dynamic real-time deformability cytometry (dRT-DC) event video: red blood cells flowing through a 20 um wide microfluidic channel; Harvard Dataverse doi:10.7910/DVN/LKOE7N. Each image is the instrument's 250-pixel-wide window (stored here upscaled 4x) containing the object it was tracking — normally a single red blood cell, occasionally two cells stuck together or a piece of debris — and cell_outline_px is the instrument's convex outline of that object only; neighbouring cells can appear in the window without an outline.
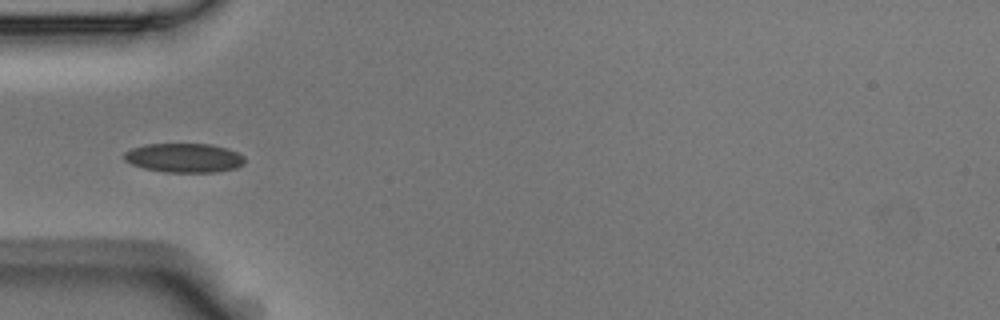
{"species": "Egyptian fruit bat (a non-hibernating species)", "species_latin": "Rousettus aegyptiacus", "temperature_condition": "room temperature", "stored_images_in_passage": 6, "camera_frame_rate_fps": 3000, "um_per_image_px": 0.085, "animal": {"sex": "male"}, "frame": {"image": 1, "passage_image": 4, "time_ms": 1.0, "image_size_px": [1000, 320], "cell_outline_px": [[244, 164], [236, 168], [216, 172], [164, 172], [144, 168], [132, 164], [124, 160], [124, 152], [132, 148], [144, 144], [208, 144], [228, 148], [244, 156]], "centroid_in_image_um": [15.65, 13.42], "position_along_channel_um": 69.4, "area_um2": 20.52}}
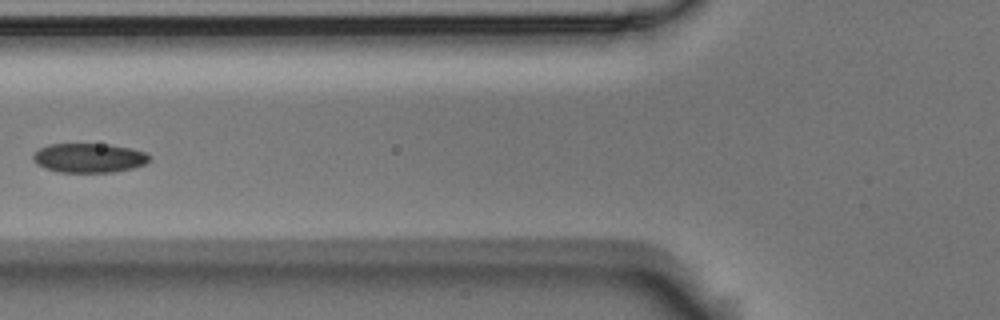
{"frame": {"image": 2, "passage_image": 5, "time_ms": 1.333, "image_size_px": [1000, 320], "cell_outline_px": [[152, 156], [144, 164], [132, 168], [112, 172], [60, 172], [44, 168], [36, 164], [32, 160], [32, 152], [48, 144], [108, 144], [132, 148], [144, 152]], "centroid_in_image_um": [7.52, 13.41], "position_along_channel_um": 118.3, "area_um2": 20.0}}
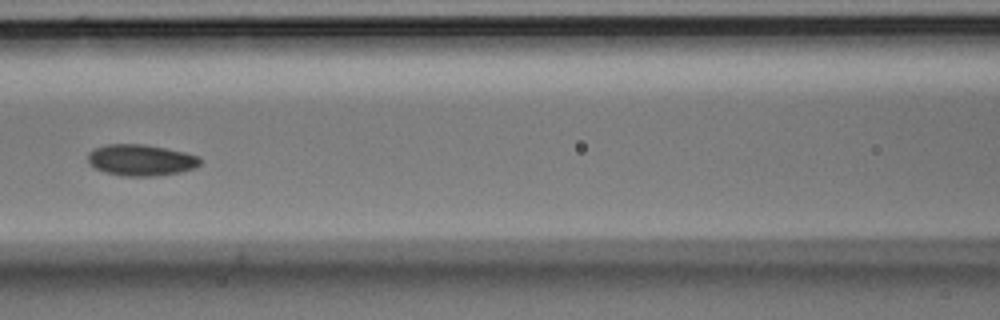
{"frame": {"image": 3, "passage_image": 6, "time_ms": 1.667, "image_size_px": [1000, 320], "cell_outline_px": [[200, 164], [196, 168], [180, 172], [156, 176], [120, 176], [104, 172], [96, 168], [88, 160], [88, 152], [96, 148], [108, 144], [144, 144], [184, 152], [200, 156]], "centroid_in_image_um": [12.0, 13.61], "position_along_channel_um": 154.6, "area_um2": 20.46}}